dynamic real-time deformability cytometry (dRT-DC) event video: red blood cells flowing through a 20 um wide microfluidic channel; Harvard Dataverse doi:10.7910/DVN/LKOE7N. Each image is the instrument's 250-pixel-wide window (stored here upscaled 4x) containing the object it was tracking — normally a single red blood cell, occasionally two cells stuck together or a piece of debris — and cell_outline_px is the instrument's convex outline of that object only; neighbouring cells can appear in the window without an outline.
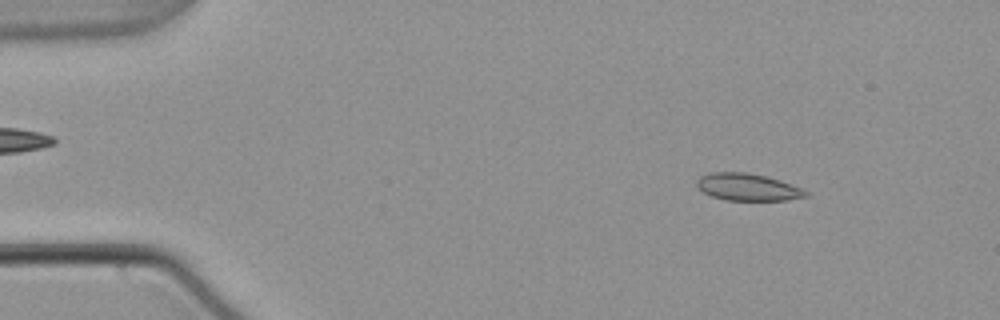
{"species": "common noctule bat (a hibernating species)", "species_latin": "Nyctalus noctula", "temperature_condition": "warm", "stored_images_in_passage": 53, "camera_frame_rate_fps": 3000, "um_per_image_px": 0.085, "animal": {"sex": "male", "body_mass_g": 21.5, "forearm_length_mm": 52.0}, "frame": {"image": 1, "passage_image": 6, "time_ms": 1.667, "image_size_px": [1000, 320], "cell_outline_px": [[808, 196], [788, 200], [724, 200], [712, 196], [704, 192], [696, 184], [696, 180], [700, 176], [712, 172], [748, 172], [768, 176], [780, 180], [800, 188], [808, 192]], "centroid_in_image_um": [63.55, 15.89], "position_along_channel_um": 21.5, "area_um2": 17.22}}
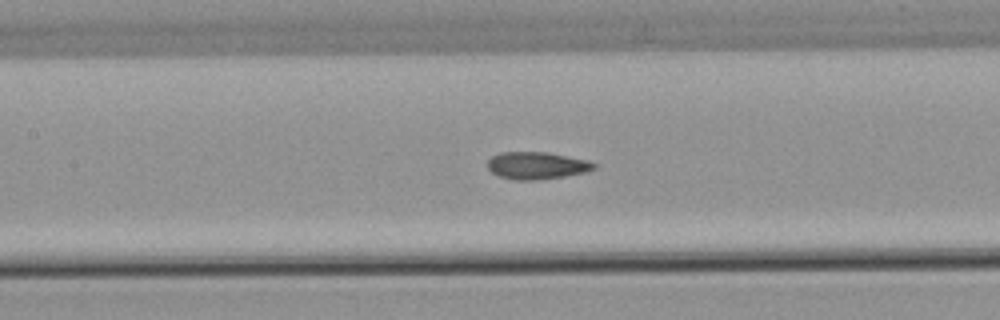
{"frame": {"image": 2, "passage_image": 24, "time_ms": 7.667, "image_size_px": [1000, 320], "cell_outline_px": [[596, 168], [588, 172], [564, 176], [536, 180], [512, 180], [500, 176], [492, 172], [488, 168], [488, 160], [492, 156], [500, 152], [548, 152], [588, 160], [596, 164]], "centroid_in_image_um": [45.64, 14.07], "position_along_channel_um": 161.8, "area_um2": 16.99}}
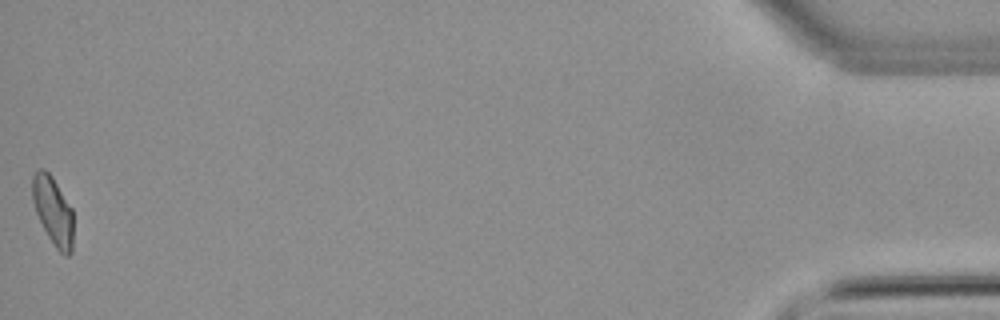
{"frame": {"image": 3, "passage_image": 53, "time_ms": 17.333, "image_size_px": [1000, 320], "cell_outline_px": [[72, 252], [68, 256], [64, 256], [56, 248], [48, 236], [36, 212], [32, 200], [32, 176], [40, 168], [44, 168], [52, 176], [72, 208]], "centroid_in_image_um": [4.5, 17.91], "position_along_channel_um": 430.7, "area_um2": 16.18}, "authors_computed_cell_mechanics": {"area_um2": 16.8776, "velocity_mm_per_s": 3.8013, "shape_relaxation_time_tau1_ms": null, "shape_relaxation_time_tau2_ms": 1.8555, "deformation_change_tau1": null, "deformation_change_tau2": 0.0651}}